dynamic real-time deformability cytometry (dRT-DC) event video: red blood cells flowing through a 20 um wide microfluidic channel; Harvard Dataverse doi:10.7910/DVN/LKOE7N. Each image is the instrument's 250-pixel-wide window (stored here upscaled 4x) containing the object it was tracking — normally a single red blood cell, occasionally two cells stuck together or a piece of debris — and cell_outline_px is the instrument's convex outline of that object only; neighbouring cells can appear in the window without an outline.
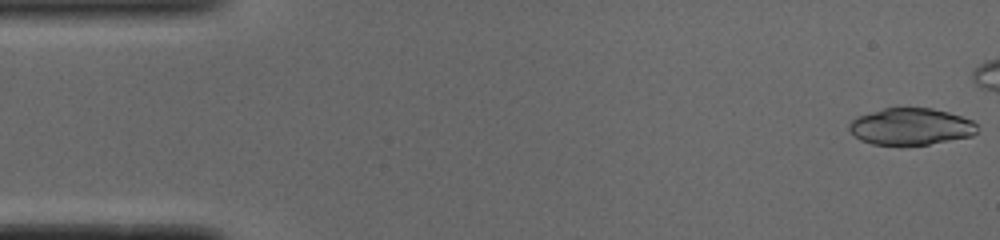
{"species": "common noctule bat (a hibernating species)", "species_latin": "Nyctalus noctula", "temperature_condition": "cold", "stored_images_in_passage": 42, "camera_frame_rate_fps": 3000, "um_per_image_px": 0.085, "animal": {"sex": "male", "body_mass_g": 19.0, "forearm_length_mm": 50.8}, "frame": {"image": 1, "passage_image": 1, "time_ms": 0.0, "image_size_px": [1000, 240], "cell_outline_px": [[976, 132], [972, 136], [928, 144], [872, 144], [860, 140], [848, 128], [848, 124], [856, 116], [884, 108], [932, 108], [948, 112], [972, 120], [976, 124]], "centroid_in_image_um": [77.4, 10.74], "position_along_channel_um": 7.6, "area_um2": 27.17}}